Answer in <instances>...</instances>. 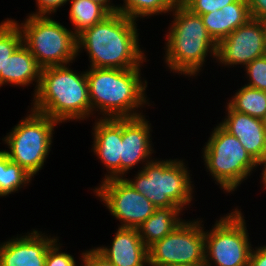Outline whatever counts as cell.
I'll return each mask as SVG.
<instances>
[{"label":"cell","instance_id":"cell-26","mask_svg":"<svg viewBox=\"0 0 266 266\" xmlns=\"http://www.w3.org/2000/svg\"><path fill=\"white\" fill-rule=\"evenodd\" d=\"M249 82L245 85L266 92V55L254 59L244 67Z\"/></svg>","mask_w":266,"mask_h":266},{"label":"cell","instance_id":"cell-8","mask_svg":"<svg viewBox=\"0 0 266 266\" xmlns=\"http://www.w3.org/2000/svg\"><path fill=\"white\" fill-rule=\"evenodd\" d=\"M28 113L2 139L9 148L3 151L34 178L50 154L54 128L59 123L33 110Z\"/></svg>","mask_w":266,"mask_h":266},{"label":"cell","instance_id":"cell-22","mask_svg":"<svg viewBox=\"0 0 266 266\" xmlns=\"http://www.w3.org/2000/svg\"><path fill=\"white\" fill-rule=\"evenodd\" d=\"M227 105L236 112L263 119L266 114V92L243 85Z\"/></svg>","mask_w":266,"mask_h":266},{"label":"cell","instance_id":"cell-1","mask_svg":"<svg viewBox=\"0 0 266 266\" xmlns=\"http://www.w3.org/2000/svg\"><path fill=\"white\" fill-rule=\"evenodd\" d=\"M136 25L121 13L108 15L77 36V55L87 51L90 68H141L147 57L140 48Z\"/></svg>","mask_w":266,"mask_h":266},{"label":"cell","instance_id":"cell-27","mask_svg":"<svg viewBox=\"0 0 266 266\" xmlns=\"http://www.w3.org/2000/svg\"><path fill=\"white\" fill-rule=\"evenodd\" d=\"M236 0H181V3L192 13L203 15L220 10Z\"/></svg>","mask_w":266,"mask_h":266},{"label":"cell","instance_id":"cell-5","mask_svg":"<svg viewBox=\"0 0 266 266\" xmlns=\"http://www.w3.org/2000/svg\"><path fill=\"white\" fill-rule=\"evenodd\" d=\"M183 159L153 158L142 165L133 179L124 178L156 208L179 207L182 210L193 200V181Z\"/></svg>","mask_w":266,"mask_h":266},{"label":"cell","instance_id":"cell-10","mask_svg":"<svg viewBox=\"0 0 266 266\" xmlns=\"http://www.w3.org/2000/svg\"><path fill=\"white\" fill-rule=\"evenodd\" d=\"M184 220L170 234L148 248V266L205 263L203 220Z\"/></svg>","mask_w":266,"mask_h":266},{"label":"cell","instance_id":"cell-4","mask_svg":"<svg viewBox=\"0 0 266 266\" xmlns=\"http://www.w3.org/2000/svg\"><path fill=\"white\" fill-rule=\"evenodd\" d=\"M171 13L173 21L165 34L166 67L178 75L197 76L209 54L216 59L217 43L208 34L200 15L192 13L181 2Z\"/></svg>","mask_w":266,"mask_h":266},{"label":"cell","instance_id":"cell-35","mask_svg":"<svg viewBox=\"0 0 266 266\" xmlns=\"http://www.w3.org/2000/svg\"><path fill=\"white\" fill-rule=\"evenodd\" d=\"M171 266H205V263H199V264H177V265H171Z\"/></svg>","mask_w":266,"mask_h":266},{"label":"cell","instance_id":"cell-6","mask_svg":"<svg viewBox=\"0 0 266 266\" xmlns=\"http://www.w3.org/2000/svg\"><path fill=\"white\" fill-rule=\"evenodd\" d=\"M202 148L206 171L224 192L233 193L260 166L235 136L219 124Z\"/></svg>","mask_w":266,"mask_h":266},{"label":"cell","instance_id":"cell-29","mask_svg":"<svg viewBox=\"0 0 266 266\" xmlns=\"http://www.w3.org/2000/svg\"><path fill=\"white\" fill-rule=\"evenodd\" d=\"M80 258L82 264L80 266H114L108 259L99 253L95 247L82 252Z\"/></svg>","mask_w":266,"mask_h":266},{"label":"cell","instance_id":"cell-13","mask_svg":"<svg viewBox=\"0 0 266 266\" xmlns=\"http://www.w3.org/2000/svg\"><path fill=\"white\" fill-rule=\"evenodd\" d=\"M151 132V123L145 118V115L122 118L120 178H125L128 171L138 163L142 162L146 165L153 160L151 157L154 153Z\"/></svg>","mask_w":266,"mask_h":266},{"label":"cell","instance_id":"cell-28","mask_svg":"<svg viewBox=\"0 0 266 266\" xmlns=\"http://www.w3.org/2000/svg\"><path fill=\"white\" fill-rule=\"evenodd\" d=\"M58 240L48 248L45 266H78L74 256L61 251L62 244Z\"/></svg>","mask_w":266,"mask_h":266},{"label":"cell","instance_id":"cell-24","mask_svg":"<svg viewBox=\"0 0 266 266\" xmlns=\"http://www.w3.org/2000/svg\"><path fill=\"white\" fill-rule=\"evenodd\" d=\"M123 2L122 6L118 5V13L137 21L139 17L140 19L149 18V16L169 13L181 0H123Z\"/></svg>","mask_w":266,"mask_h":266},{"label":"cell","instance_id":"cell-14","mask_svg":"<svg viewBox=\"0 0 266 266\" xmlns=\"http://www.w3.org/2000/svg\"><path fill=\"white\" fill-rule=\"evenodd\" d=\"M33 229L0 244V266H45L48 248L58 239Z\"/></svg>","mask_w":266,"mask_h":266},{"label":"cell","instance_id":"cell-34","mask_svg":"<svg viewBox=\"0 0 266 266\" xmlns=\"http://www.w3.org/2000/svg\"><path fill=\"white\" fill-rule=\"evenodd\" d=\"M261 167L263 166V170H262V173H261V183L263 184L264 188L263 189H266V159L265 161L260 165Z\"/></svg>","mask_w":266,"mask_h":266},{"label":"cell","instance_id":"cell-9","mask_svg":"<svg viewBox=\"0 0 266 266\" xmlns=\"http://www.w3.org/2000/svg\"><path fill=\"white\" fill-rule=\"evenodd\" d=\"M245 221L236 208L205 231V266H249L253 245Z\"/></svg>","mask_w":266,"mask_h":266},{"label":"cell","instance_id":"cell-17","mask_svg":"<svg viewBox=\"0 0 266 266\" xmlns=\"http://www.w3.org/2000/svg\"><path fill=\"white\" fill-rule=\"evenodd\" d=\"M116 230L111 246L95 249L114 266H148V248L137 228L118 227Z\"/></svg>","mask_w":266,"mask_h":266},{"label":"cell","instance_id":"cell-3","mask_svg":"<svg viewBox=\"0 0 266 266\" xmlns=\"http://www.w3.org/2000/svg\"><path fill=\"white\" fill-rule=\"evenodd\" d=\"M32 101L31 110L59 124L93 117L86 70L79 73L68 65L43 68Z\"/></svg>","mask_w":266,"mask_h":266},{"label":"cell","instance_id":"cell-23","mask_svg":"<svg viewBox=\"0 0 266 266\" xmlns=\"http://www.w3.org/2000/svg\"><path fill=\"white\" fill-rule=\"evenodd\" d=\"M33 176L17 163L10 161L0 149V197L9 196L31 183Z\"/></svg>","mask_w":266,"mask_h":266},{"label":"cell","instance_id":"cell-2","mask_svg":"<svg viewBox=\"0 0 266 266\" xmlns=\"http://www.w3.org/2000/svg\"><path fill=\"white\" fill-rule=\"evenodd\" d=\"M140 69L89 67L86 77L91 115L100 111L101 119L142 116L138 109L150 104L145 93L148 82L141 79Z\"/></svg>","mask_w":266,"mask_h":266},{"label":"cell","instance_id":"cell-37","mask_svg":"<svg viewBox=\"0 0 266 266\" xmlns=\"http://www.w3.org/2000/svg\"><path fill=\"white\" fill-rule=\"evenodd\" d=\"M262 120H263V124H264V129H265V132H266V114H265V117Z\"/></svg>","mask_w":266,"mask_h":266},{"label":"cell","instance_id":"cell-31","mask_svg":"<svg viewBox=\"0 0 266 266\" xmlns=\"http://www.w3.org/2000/svg\"><path fill=\"white\" fill-rule=\"evenodd\" d=\"M252 19L266 18V0H247Z\"/></svg>","mask_w":266,"mask_h":266},{"label":"cell","instance_id":"cell-7","mask_svg":"<svg viewBox=\"0 0 266 266\" xmlns=\"http://www.w3.org/2000/svg\"><path fill=\"white\" fill-rule=\"evenodd\" d=\"M23 44L43 68L69 65L77 55V36L50 16L28 15L19 23Z\"/></svg>","mask_w":266,"mask_h":266},{"label":"cell","instance_id":"cell-12","mask_svg":"<svg viewBox=\"0 0 266 266\" xmlns=\"http://www.w3.org/2000/svg\"><path fill=\"white\" fill-rule=\"evenodd\" d=\"M266 55L264 28L261 20L250 19L217 43L218 65L245 67L256 58ZM243 65V66H242Z\"/></svg>","mask_w":266,"mask_h":266},{"label":"cell","instance_id":"cell-11","mask_svg":"<svg viewBox=\"0 0 266 266\" xmlns=\"http://www.w3.org/2000/svg\"><path fill=\"white\" fill-rule=\"evenodd\" d=\"M109 212L121 223L122 228H137L155 211L147 197L138 193L124 178L101 181L93 189Z\"/></svg>","mask_w":266,"mask_h":266},{"label":"cell","instance_id":"cell-30","mask_svg":"<svg viewBox=\"0 0 266 266\" xmlns=\"http://www.w3.org/2000/svg\"><path fill=\"white\" fill-rule=\"evenodd\" d=\"M69 0H36L37 11L29 15L50 16L56 13L58 8L67 4Z\"/></svg>","mask_w":266,"mask_h":266},{"label":"cell","instance_id":"cell-20","mask_svg":"<svg viewBox=\"0 0 266 266\" xmlns=\"http://www.w3.org/2000/svg\"><path fill=\"white\" fill-rule=\"evenodd\" d=\"M182 212L179 207L156 208L154 213L137 227L145 246L149 248L179 226L184 221L179 217Z\"/></svg>","mask_w":266,"mask_h":266},{"label":"cell","instance_id":"cell-21","mask_svg":"<svg viewBox=\"0 0 266 266\" xmlns=\"http://www.w3.org/2000/svg\"><path fill=\"white\" fill-rule=\"evenodd\" d=\"M69 20L78 36L85 29L103 21L110 13L99 3L90 0H69Z\"/></svg>","mask_w":266,"mask_h":266},{"label":"cell","instance_id":"cell-32","mask_svg":"<svg viewBox=\"0 0 266 266\" xmlns=\"http://www.w3.org/2000/svg\"><path fill=\"white\" fill-rule=\"evenodd\" d=\"M249 266H266V245L252 248L249 258Z\"/></svg>","mask_w":266,"mask_h":266},{"label":"cell","instance_id":"cell-19","mask_svg":"<svg viewBox=\"0 0 266 266\" xmlns=\"http://www.w3.org/2000/svg\"><path fill=\"white\" fill-rule=\"evenodd\" d=\"M42 68L29 49L22 43L8 58L5 64L4 85L28 86L36 83V93L41 77Z\"/></svg>","mask_w":266,"mask_h":266},{"label":"cell","instance_id":"cell-18","mask_svg":"<svg viewBox=\"0 0 266 266\" xmlns=\"http://www.w3.org/2000/svg\"><path fill=\"white\" fill-rule=\"evenodd\" d=\"M208 34L218 43L250 19L247 0H236L220 10L200 15Z\"/></svg>","mask_w":266,"mask_h":266},{"label":"cell","instance_id":"cell-15","mask_svg":"<svg viewBox=\"0 0 266 266\" xmlns=\"http://www.w3.org/2000/svg\"><path fill=\"white\" fill-rule=\"evenodd\" d=\"M96 118L92 128V151L107 169L102 181L120 178L122 118Z\"/></svg>","mask_w":266,"mask_h":266},{"label":"cell","instance_id":"cell-25","mask_svg":"<svg viewBox=\"0 0 266 266\" xmlns=\"http://www.w3.org/2000/svg\"><path fill=\"white\" fill-rule=\"evenodd\" d=\"M0 23V88L4 85L5 64L10 55L23 43L20 27L12 18Z\"/></svg>","mask_w":266,"mask_h":266},{"label":"cell","instance_id":"cell-16","mask_svg":"<svg viewBox=\"0 0 266 266\" xmlns=\"http://www.w3.org/2000/svg\"><path fill=\"white\" fill-rule=\"evenodd\" d=\"M226 116L219 125L238 138L245 150L261 165L266 159V132L263 120L232 110L226 106Z\"/></svg>","mask_w":266,"mask_h":266},{"label":"cell","instance_id":"cell-33","mask_svg":"<svg viewBox=\"0 0 266 266\" xmlns=\"http://www.w3.org/2000/svg\"><path fill=\"white\" fill-rule=\"evenodd\" d=\"M101 4L110 14L118 12V5L111 3L112 0H90Z\"/></svg>","mask_w":266,"mask_h":266},{"label":"cell","instance_id":"cell-36","mask_svg":"<svg viewBox=\"0 0 266 266\" xmlns=\"http://www.w3.org/2000/svg\"><path fill=\"white\" fill-rule=\"evenodd\" d=\"M261 23H262L263 28H264V38H265V46H266V18L262 19Z\"/></svg>","mask_w":266,"mask_h":266}]
</instances>
